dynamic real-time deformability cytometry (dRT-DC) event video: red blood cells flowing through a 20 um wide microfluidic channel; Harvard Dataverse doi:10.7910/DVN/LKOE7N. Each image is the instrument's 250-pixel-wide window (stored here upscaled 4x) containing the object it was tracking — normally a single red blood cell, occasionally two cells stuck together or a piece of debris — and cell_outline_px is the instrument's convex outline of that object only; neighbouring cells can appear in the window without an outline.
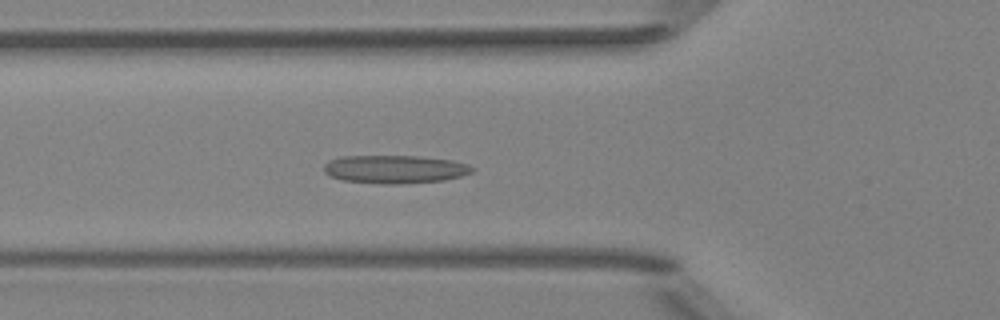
{"species": "Egyptian fruit bat (a non-hibernating species)", "species_latin": "Rousettus aegyptiacus", "temperature_condition": "room temperature", "stored_images_in_passage": 45, "camera_frame_rate_fps": 3000, "um_per_image_px": 0.085, "animal": {"sex": "female"}, "frame": {"image": 1, "passage_image": 12, "time_ms": 3.667, "image_size_px": [1000, 320], "cell_outline_px": [[476, 168], [472, 172], [460, 176], [444, 180], [400, 184], [380, 184], [344, 180], [332, 176], [324, 172], [324, 164], [328, 160], [340, 156], [416, 156], [452, 160], [468, 164]], "centroid_in_image_um": [33.56, 14.38], "position_along_channel_um": 92.2, "area_um2": 24.39}}
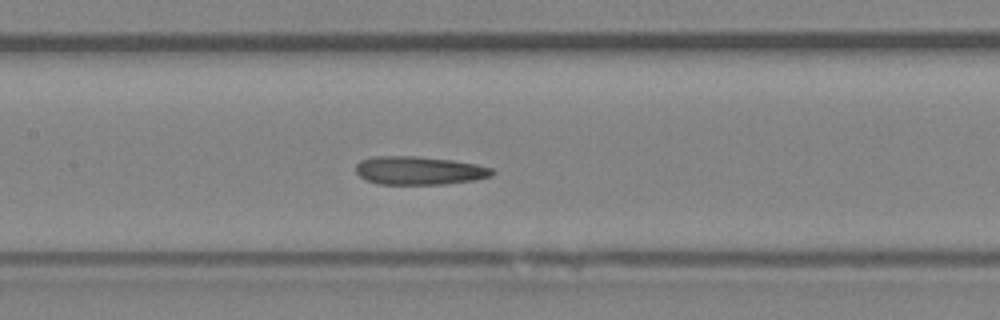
{"frame": {"image": 2, "passage_image": 18, "time_ms": 5.667, "image_size_px": [1000, 320], "cell_outline_px": [[496, 172], [492, 176], [476, 180], [444, 184], [380, 184], [368, 180], [360, 176], [356, 172], [356, 164], [360, 160], [372, 156], [416, 156], [452, 160], [476, 164], [492, 168]], "centroid_in_image_um": [35.65, 14.49], "position_along_channel_um": 171.7, "area_um2": 22.6}}
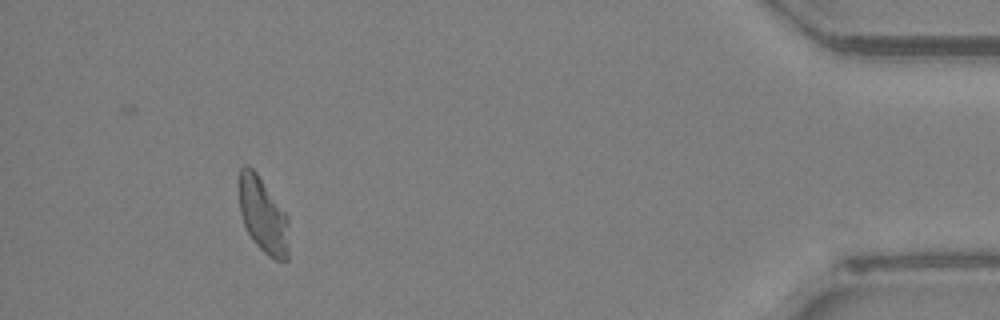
{"frame": {"image": 3, "passage_image": 41, "time_ms": 13.333, "image_size_px": [1000, 320], "cell_outline_px": [[288, 260], [276, 260], [268, 256], [252, 240], [244, 224], [240, 212], [240, 168], [244, 164], [248, 164], [256, 172], [288, 216]], "centroid_in_image_um": [22.37, 18.31], "position_along_channel_um": 412.8, "area_um2": 21.73}, "authors_computed_cell_mechanics": {"area_um2": 22.6576, "velocity_mm_per_s": 3.9833, "shape_relaxation_time_tau1_ms": null, "shape_relaxation_time_tau2_ms": 3.2791, "deformation_change_tau1": null, "deformation_change_tau2": 0.107}}